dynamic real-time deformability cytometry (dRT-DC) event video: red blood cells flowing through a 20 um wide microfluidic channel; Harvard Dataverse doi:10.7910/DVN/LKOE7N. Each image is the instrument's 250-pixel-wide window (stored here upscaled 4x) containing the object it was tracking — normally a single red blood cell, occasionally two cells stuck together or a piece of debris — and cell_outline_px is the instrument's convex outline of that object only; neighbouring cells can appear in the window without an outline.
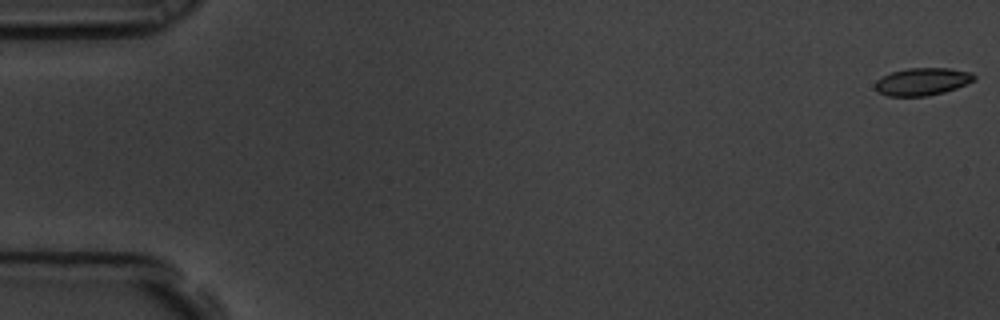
{"species": "common noctule bat (a hibernating species)", "species_latin": "Nyctalus noctula", "temperature_condition": "room temperature", "stored_images_in_passage": 7, "camera_frame_rate_fps": 3000, "um_per_image_px": 0.085, "animal": {"sex": "male", "body_mass_g": 19.5, "forearm_length_mm": 54.6}, "frame": {"image": 1, "passage_image": 1, "time_ms": 0.0, "image_size_px": [1000, 320], "cell_outline_px": [[976, 80], [956, 88], [944, 92], [924, 96], [888, 96], [880, 92], [876, 88], [876, 80], [892, 72], [908, 68], [948, 68], [972, 72], [976, 76]], "centroid_in_image_um": [78.45, 6.93], "position_along_channel_um": 6.6, "area_um2": 15.72}}
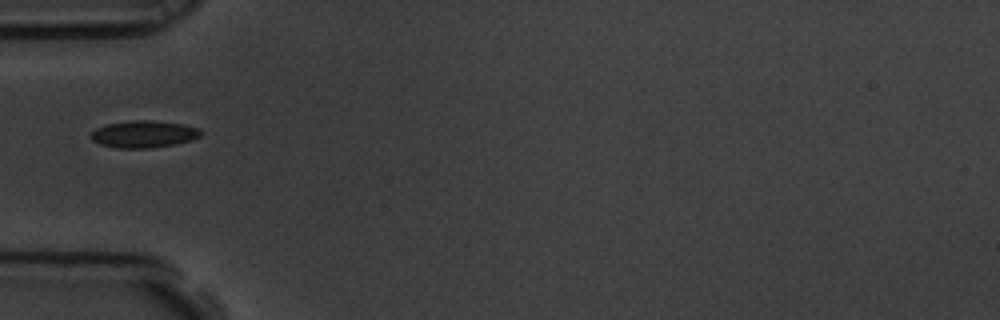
{"frame": {"image": 2, "passage_image": 6, "time_ms": 1.667, "image_size_px": [1000, 320], "cell_outline_px": [[204, 132], [200, 136], [192, 140], [176, 144], [148, 148], [116, 148], [100, 144], [92, 140], [88, 136], [96, 128], [108, 124], [132, 120], [152, 120], [184, 124], [200, 128]], "centroid_in_image_um": [12.25, 11.4], "position_along_channel_um": 72.8, "area_um2": 17.51}}
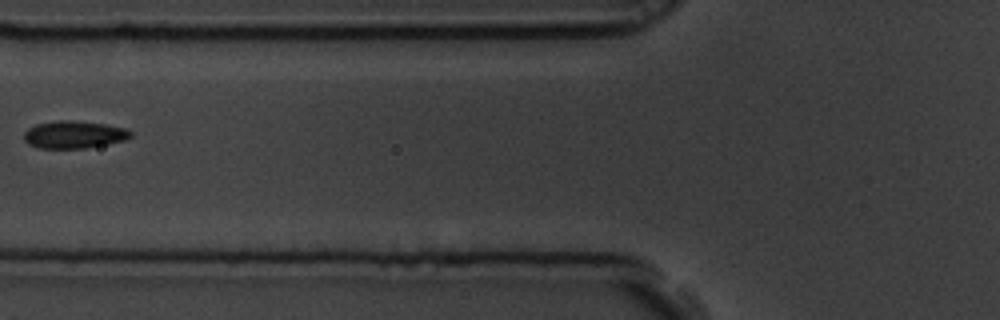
{"frame": {"image": 3, "passage_image": 7, "time_ms": 2.0, "image_size_px": [1000, 320], "cell_outline_px": [[132, 136], [124, 140], [108, 144], [84, 148], [40, 148], [28, 144], [24, 140], [24, 132], [28, 128], [36, 124], [56, 120], [72, 120], [104, 124], [124, 128], [132, 132]], "centroid_in_image_um": [6.26, 11.44], "position_along_channel_um": 119.5, "area_um2": 17.05}}